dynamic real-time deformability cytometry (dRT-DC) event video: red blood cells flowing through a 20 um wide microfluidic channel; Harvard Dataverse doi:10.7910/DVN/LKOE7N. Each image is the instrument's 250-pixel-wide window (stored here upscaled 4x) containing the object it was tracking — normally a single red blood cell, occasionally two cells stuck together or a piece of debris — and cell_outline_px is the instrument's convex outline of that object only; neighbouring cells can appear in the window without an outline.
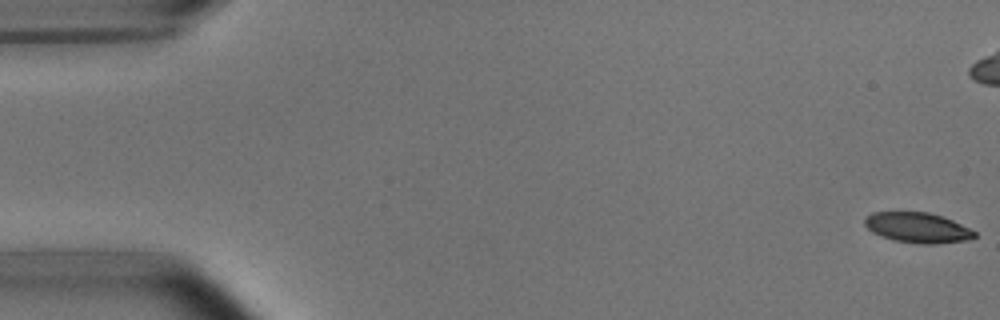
{"species": "common noctule bat (a hibernating species)", "species_latin": "Nyctalus noctula", "temperature_condition": "room temperature", "stored_images_in_passage": 49, "camera_frame_rate_fps": 3000, "um_per_image_px": 0.085, "animal": {"sex": "male", "body_mass_g": 15.6}, "frame": {"image": 1, "passage_image": 1, "time_ms": 0.0, "image_size_px": [1000, 320], "cell_outline_px": [[976, 236], [968, 240], [936, 244], [920, 244], [896, 240], [880, 236], [872, 232], [864, 224], [864, 220], [872, 212], [928, 212], [944, 216], [976, 232]], "centroid_in_image_um": [78.0, 19.35], "position_along_channel_um": 7.0, "area_um2": 19.31}}
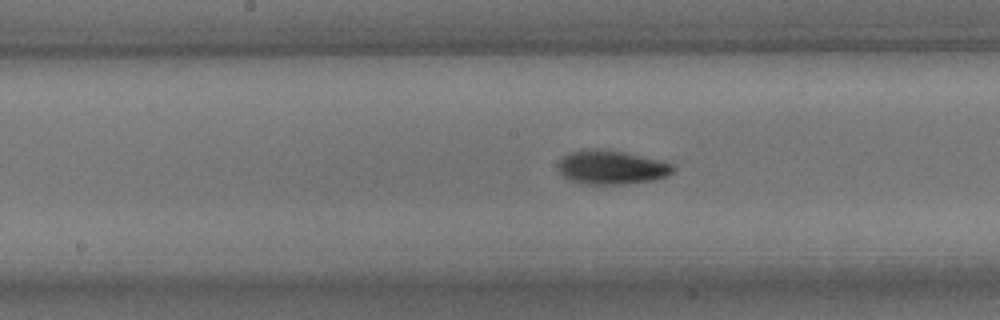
{"frame": {"image": 2, "passage_image": 27, "time_ms": 8.667, "image_size_px": [1000, 320], "cell_outline_px": [[676, 168], [668, 176], [656, 180], [624, 184], [580, 184], [568, 180], [560, 172], [556, 164], [568, 152], [584, 148], [596, 148], [624, 152], [672, 164]], "centroid_in_image_um": [51.92, 14.23], "position_along_channel_um": 196.3, "area_um2": 22.95}}
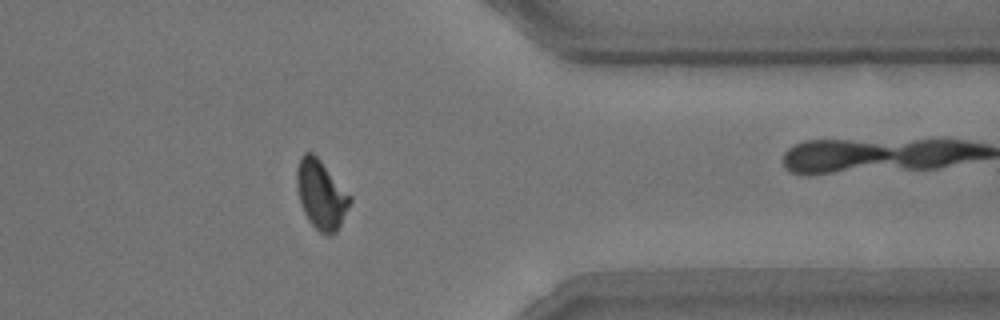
{"frame": {"image": 3, "passage_image": 43, "time_ms": 14.0, "image_size_px": [1000, 320], "cell_outline_px": [[352, 200], [336, 232], [328, 236], [320, 232], [308, 220], [300, 204], [296, 184], [296, 172], [300, 156], [304, 152], [312, 152], [320, 160], [352, 196]], "centroid_in_image_um": [27.28, 16.53], "position_along_channel_um": 384.1, "area_um2": 21.33}, "authors_computed_cell_mechanics": {"area_um2": 21.2126, "velocity_mm_per_s": 3.7804, "shape_relaxation_time_tau1_ms": 2.8202, "shape_relaxation_time_tau2_ms": 2.8889, "deformation_change_tau1": 0.1236, "deformation_change_tau2": 0.0644}}